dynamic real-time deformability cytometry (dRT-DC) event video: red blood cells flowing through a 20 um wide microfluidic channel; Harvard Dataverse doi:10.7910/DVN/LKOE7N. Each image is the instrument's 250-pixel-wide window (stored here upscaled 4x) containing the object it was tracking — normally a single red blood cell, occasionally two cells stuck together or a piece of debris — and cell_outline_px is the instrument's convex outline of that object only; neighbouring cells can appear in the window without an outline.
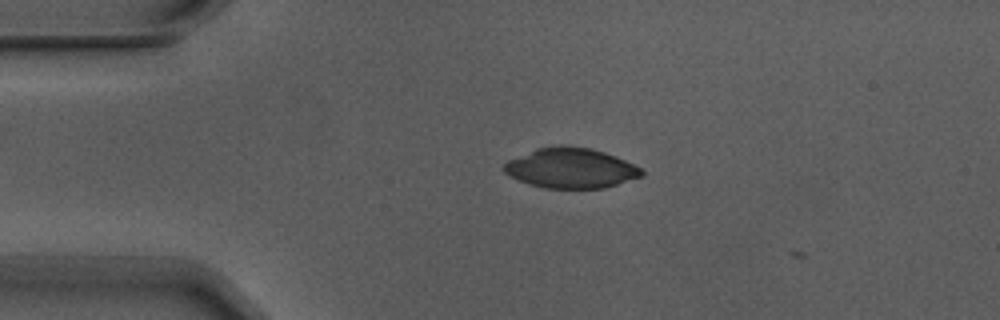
{"species": "Egyptian fruit bat (a non-hibernating species)", "species_latin": "Rousettus aegyptiacus", "temperature_condition": "warm", "stored_images_in_passage": 4, "camera_frame_rate_fps": 3000, "um_per_image_px": 0.085, "animal": {"sex": "male"}, "frame": {"image": 1, "passage_image": 2, "time_ms": 0.333, "image_size_px": [1000, 320], "cell_outline_px": [[644, 176], [604, 188], [544, 188], [528, 184], [504, 172], [500, 168], [500, 164], [508, 160], [536, 148], [588, 148], [604, 152], [616, 156], [640, 168], [644, 172]], "centroid_in_image_um": [48.5, 14.32], "position_along_channel_um": 36.5, "area_um2": 31.56}}